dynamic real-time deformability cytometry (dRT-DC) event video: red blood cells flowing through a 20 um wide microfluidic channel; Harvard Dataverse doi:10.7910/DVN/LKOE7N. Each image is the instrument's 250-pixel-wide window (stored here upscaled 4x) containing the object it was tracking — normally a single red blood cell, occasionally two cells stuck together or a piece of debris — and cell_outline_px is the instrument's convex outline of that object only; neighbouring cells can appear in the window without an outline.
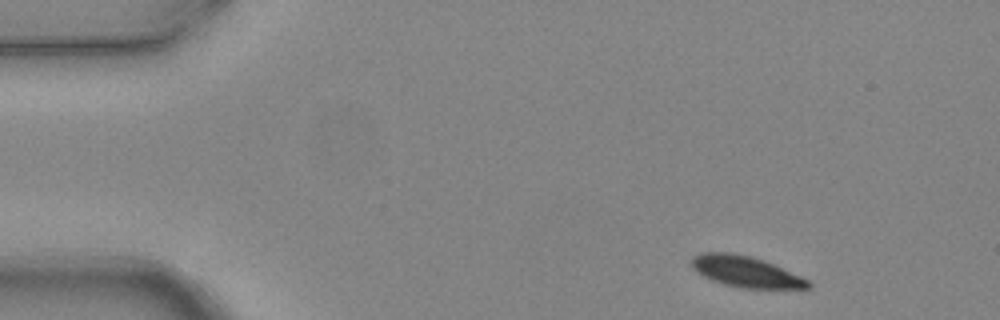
{"species": "common noctule bat (a hibernating species)", "species_latin": "Nyctalus noctula", "temperature_condition": "warm", "stored_images_in_passage": 5, "camera_frame_rate_fps": 3000, "um_per_image_px": 0.085, "animal": {"sex": "female", "body_mass_g": 24.6, "forearm_length_mm": 56.2}, "frame": {"image": 1, "passage_image": 1, "time_ms": 0.0, "image_size_px": [1000, 320], "cell_outline_px": [[812, 288], [740, 288], [724, 284], [712, 280], [696, 272], [692, 268], [692, 256], [700, 252], [732, 252], [752, 256], [764, 260], [800, 276], [808, 280], [812, 284]], "centroid_in_image_um": [63.36, 23.07], "position_along_channel_um": 21.6, "area_um2": 21.1}}
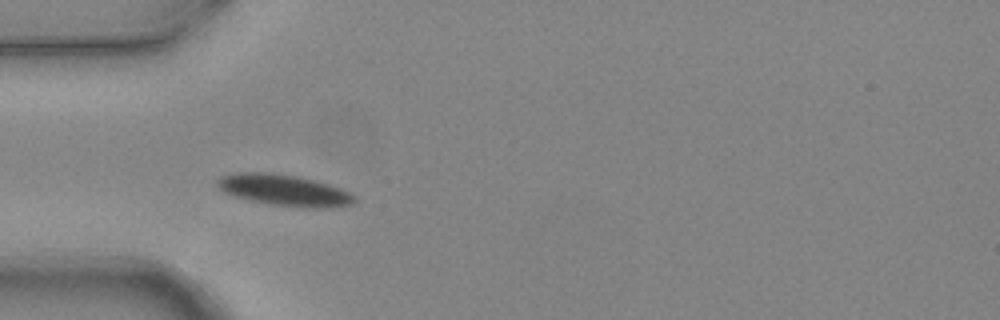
{"frame": {"image": 2, "passage_image": 4, "time_ms": 1.0, "image_size_px": [1000, 320], "cell_outline_px": [[356, 200], [352, 204], [332, 208], [304, 208], [268, 204], [232, 196], [224, 192], [216, 184], [216, 180], [220, 176], [236, 172], [272, 172], [300, 176], [316, 180], [340, 188], [356, 196]], "centroid_in_image_um": [24.15, 16.16], "position_along_channel_um": 60.8, "area_um2": 25.49}}
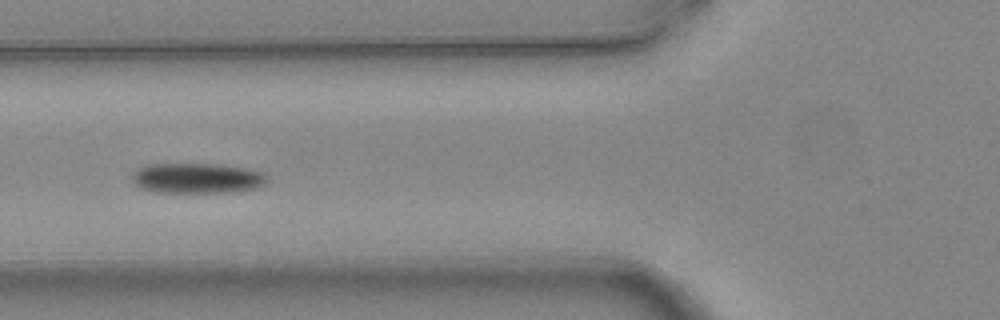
{"frame": {"image": 3, "passage_image": 5, "time_ms": 1.333, "image_size_px": [1000, 320], "cell_outline_px": [[268, 180], [264, 184], [256, 188], [236, 192], [156, 192], [140, 188], [132, 180], [132, 172], [148, 164], [220, 164], [244, 168], [264, 172]], "centroid_in_image_um": [16.76, 15.15], "position_along_channel_um": 109.0, "area_um2": 23.87}}